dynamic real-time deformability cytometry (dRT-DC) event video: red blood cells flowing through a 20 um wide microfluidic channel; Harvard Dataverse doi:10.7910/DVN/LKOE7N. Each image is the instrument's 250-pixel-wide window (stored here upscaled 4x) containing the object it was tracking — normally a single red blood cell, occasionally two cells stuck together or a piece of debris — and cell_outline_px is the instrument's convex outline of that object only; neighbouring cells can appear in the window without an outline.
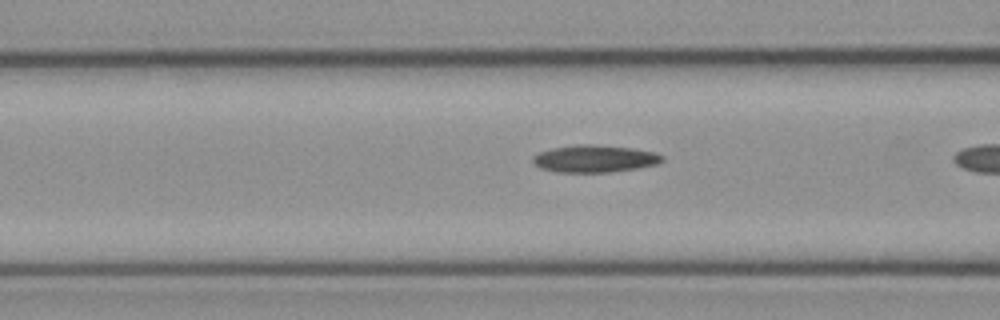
{"species": "common noctule bat (a hibernating species)", "species_latin": "Nyctalus noctula", "temperature_condition": "cold", "stored_images_in_passage": 32, "camera_frame_rate_fps": 3000, "um_per_image_px": 0.085, "animal": {"sex": "female", "body_mass_g": 21.9}, "frame": {"image": 1, "passage_image": 12, "time_ms": 3.667, "image_size_px": [1000, 320], "cell_outline_px": [[664, 160], [660, 164], [612, 172], [556, 172], [540, 168], [532, 160], [532, 156], [540, 152], [552, 148], [576, 144], [592, 144], [632, 148], [656, 152], [664, 156]], "centroid_in_image_um": [50.58, 13.48], "position_along_channel_um": 116.0, "area_um2": 20.69}}
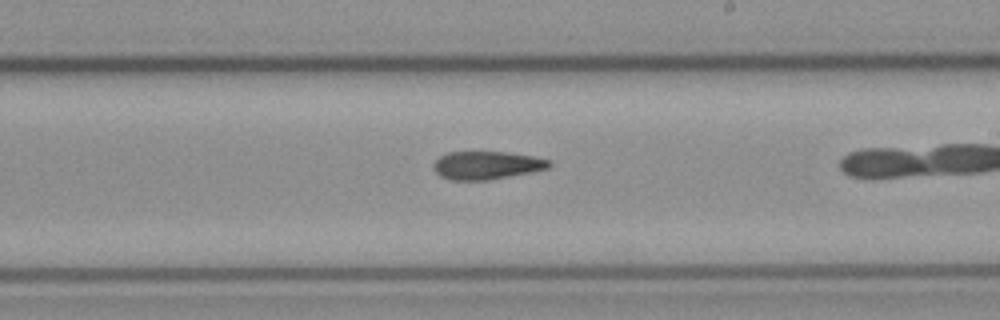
{"frame": {"image": 2, "passage_image": 22, "time_ms": 7.0, "image_size_px": [1000, 320], "cell_outline_px": [[552, 164], [548, 168], [488, 180], [452, 180], [440, 176], [432, 168], [432, 164], [440, 156], [448, 152], [504, 152], [532, 156], [552, 160]], "centroid_in_image_um": [41.33, 14.04], "position_along_channel_um": 247.7, "area_um2": 18.79}}
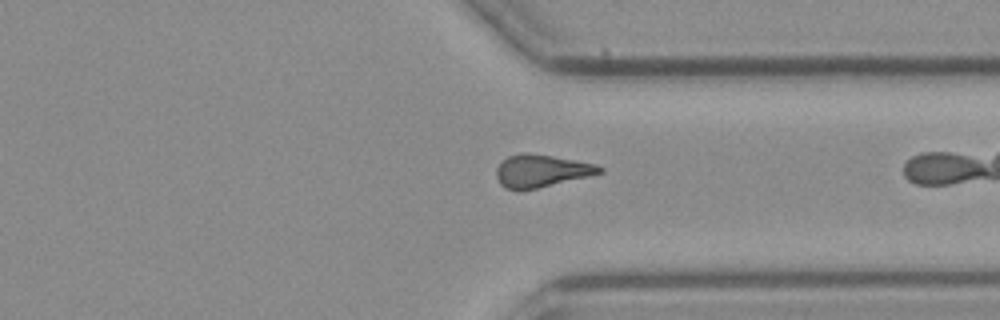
{"frame": {"image": 3, "passage_image": 31, "time_ms": 10.0, "image_size_px": [1000, 320], "cell_outline_px": [[604, 172], [588, 176], [520, 192], [504, 188], [500, 184], [496, 176], [496, 168], [508, 156], [520, 152], [524, 152], [552, 156], [576, 160], [596, 164], [604, 168]], "centroid_in_image_um": [45.98, 14.54], "position_along_channel_um": 365.4, "area_um2": 19.71}}